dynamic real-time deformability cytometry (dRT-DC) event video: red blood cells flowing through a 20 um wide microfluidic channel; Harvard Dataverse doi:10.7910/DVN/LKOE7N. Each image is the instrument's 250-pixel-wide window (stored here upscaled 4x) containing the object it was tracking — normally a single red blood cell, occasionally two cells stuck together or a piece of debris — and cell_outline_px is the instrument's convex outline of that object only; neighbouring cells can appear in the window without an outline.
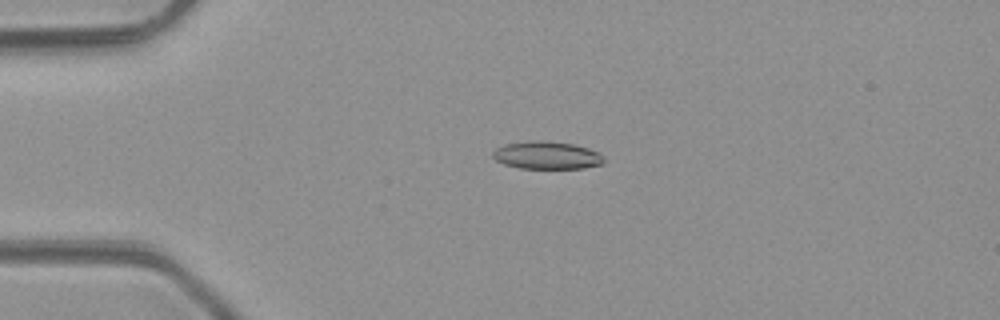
{"species": "common noctule bat (a hibernating species)", "species_latin": "Nyctalus noctula", "temperature_condition": "room temperature", "stored_images_in_passage": 4, "camera_frame_rate_fps": 3000, "um_per_image_px": 0.085, "animal": {"sex": "male", "body_mass_g": 23.1, "forearm_length_mm": 52.7}, "frame": {"image": 1, "passage_image": 2, "time_ms": 1.333, "image_size_px": [1000, 320], "cell_outline_px": [[604, 164], [584, 168], [520, 168], [504, 164], [496, 160], [492, 156], [492, 152], [496, 148], [504, 144], [528, 140], [540, 140], [572, 144], [588, 148], [596, 152], [604, 160]], "centroid_in_image_um": [46.43, 13.19], "position_along_channel_um": 38.6, "area_um2": 17.86}}